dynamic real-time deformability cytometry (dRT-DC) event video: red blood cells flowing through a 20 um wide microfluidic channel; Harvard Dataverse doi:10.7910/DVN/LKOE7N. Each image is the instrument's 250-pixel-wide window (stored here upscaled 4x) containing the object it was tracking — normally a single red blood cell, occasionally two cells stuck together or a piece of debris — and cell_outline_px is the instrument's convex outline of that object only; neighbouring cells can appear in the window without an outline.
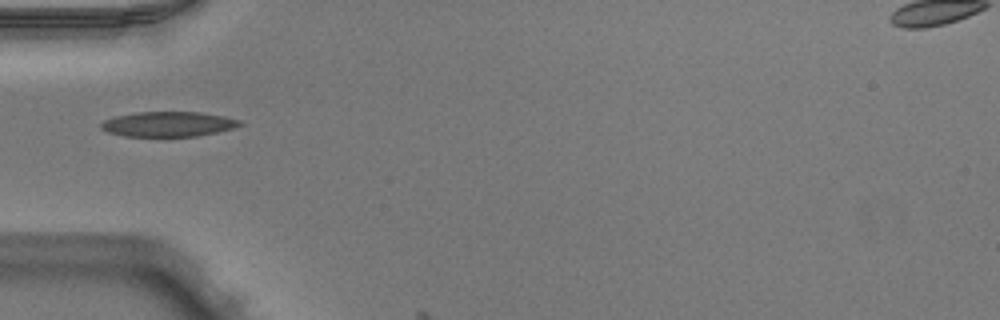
{"species": "Egyptian fruit bat (a non-hibernating species)", "species_latin": "Rousettus aegyptiacus", "temperature_condition": "warm", "stored_images_in_passage": 2, "camera_frame_rate_fps": 3000, "um_per_image_px": 0.085, "animal": {"sex": "male"}, "frame": {"image": 1, "passage_image": 1, "time_ms": 0.0, "image_size_px": [1000, 320], "cell_outline_px": [[244, 124], [232, 128], [200, 136], [124, 136], [108, 132], [100, 128], [100, 124], [104, 120], [116, 116], [136, 112], [200, 112], [224, 116], [240, 120]], "centroid_in_image_um": [14.3, 10.55], "position_along_channel_um": 70.7, "area_um2": 20.17}}